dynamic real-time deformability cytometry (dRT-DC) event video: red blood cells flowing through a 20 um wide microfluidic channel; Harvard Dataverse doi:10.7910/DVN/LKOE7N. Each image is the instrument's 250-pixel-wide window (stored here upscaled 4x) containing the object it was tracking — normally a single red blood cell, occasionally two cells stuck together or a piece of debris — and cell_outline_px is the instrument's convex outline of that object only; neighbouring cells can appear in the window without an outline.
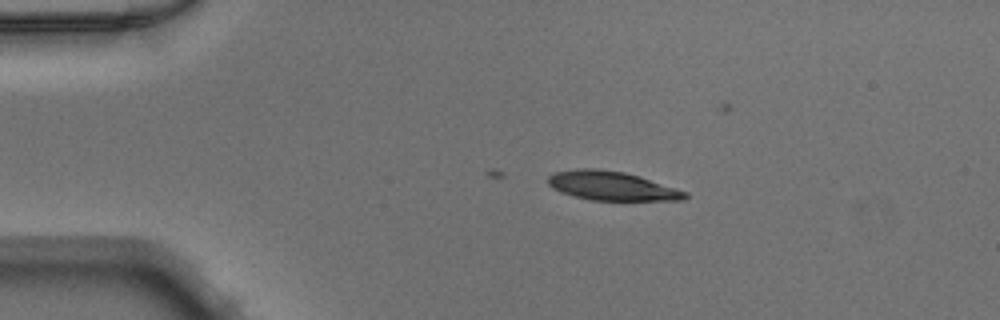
{"species": "Egyptian fruit bat (a non-hibernating species)", "species_latin": "Rousettus aegyptiacus", "temperature_condition": "warm", "stored_images_in_passage": 9, "camera_frame_rate_fps": 3000, "um_per_image_px": 0.085, "animal": {"sex": "male"}, "frame": {"image": 1, "passage_image": 1, "time_ms": 0.0, "image_size_px": [1000, 320], "cell_outline_px": [[688, 196], [684, 200], [592, 200], [560, 192], [552, 188], [548, 184], [548, 176], [556, 172], [576, 168], [596, 168], [624, 172], [640, 176], [688, 192]], "centroid_in_image_um": [52.0, 15.79], "position_along_channel_um": 33.0, "area_um2": 23.12}}
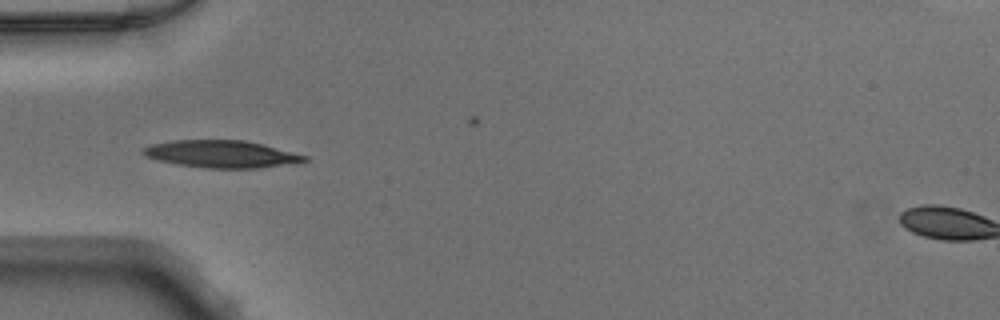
{"frame": {"image": 2, "passage_image": 7, "time_ms": 2.0, "image_size_px": [1000, 320], "cell_outline_px": [[308, 160], [300, 164], [256, 168], [208, 168], [180, 164], [160, 160], [144, 156], [140, 152], [148, 144], [172, 140], [244, 140], [264, 144], [308, 156]], "centroid_in_image_um": [18.88, 13.09], "position_along_channel_um": 66.1, "area_um2": 25.89}}